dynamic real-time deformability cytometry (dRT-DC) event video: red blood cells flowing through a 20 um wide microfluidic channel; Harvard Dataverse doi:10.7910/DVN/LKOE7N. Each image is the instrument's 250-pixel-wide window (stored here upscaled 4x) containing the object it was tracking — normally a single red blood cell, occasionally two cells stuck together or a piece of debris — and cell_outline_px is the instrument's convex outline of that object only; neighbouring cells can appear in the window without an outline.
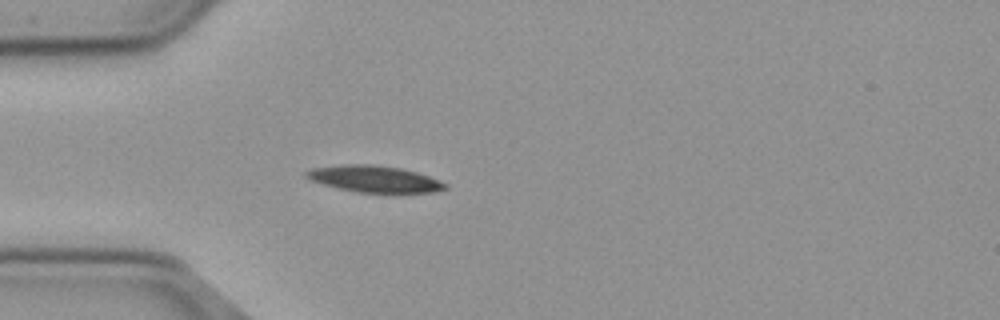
{"species": "common noctule bat (a hibernating species)", "species_latin": "Nyctalus noctula", "temperature_condition": "cold", "stored_images_in_passage": 35, "camera_frame_rate_fps": 3000, "um_per_image_px": 0.085, "animal": {"sex": "male", "body_mass_g": 23.1, "forearm_length_mm": 52.7}, "frame": {"image": 1, "passage_image": 6, "time_ms": 1.667, "image_size_px": [1000, 320], "cell_outline_px": [[448, 188], [432, 192], [356, 192], [324, 184], [312, 180], [304, 176], [304, 172], [312, 168], [344, 164], [372, 164], [400, 168], [416, 172], [428, 176], [448, 184]], "centroid_in_image_um": [31.81, 15.2], "position_along_channel_um": 53.2, "area_um2": 21.21}}
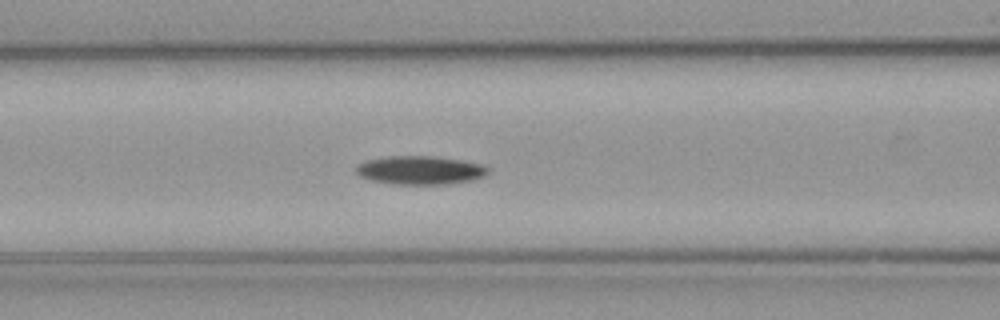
{"frame": {"image": 2, "passage_image": 13, "time_ms": 4.0, "image_size_px": [1000, 320], "cell_outline_px": [[488, 172], [484, 176], [472, 180], [448, 184], [392, 184], [372, 180], [360, 176], [356, 172], [356, 168], [360, 164], [368, 160], [388, 156], [432, 156], [464, 160], [484, 164], [488, 168]], "centroid_in_image_um": [35.76, 14.46], "position_along_channel_um": 130.8, "area_um2": 21.91}}
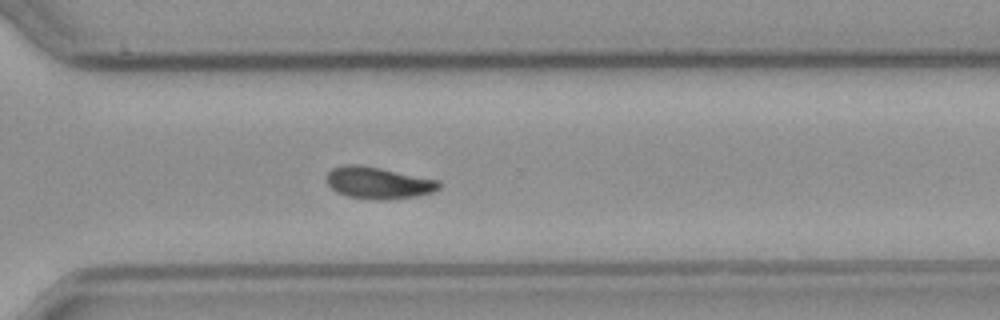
{"frame": {"image": 3, "passage_image": 30, "time_ms": 9.667, "image_size_px": [1000, 320], "cell_outline_px": [[440, 188], [432, 192], [420, 196], [384, 200], [376, 200], [348, 196], [336, 192], [328, 184], [328, 172], [332, 168], [344, 164], [356, 164], [380, 168], [440, 180]], "centroid_in_image_um": [32.18, 15.55], "position_along_channel_um": 338.4, "area_um2": 20.87}, "authors_computed_cell_mechanics": {"area_um2": 20.9814, "velocity_mm_per_s": 3.668, "shape_relaxation_time_tau1_ms": 4.573, "shape_relaxation_time_tau2_ms": null, "deformation_change_tau1": 0.1358, "deformation_change_tau2": null}}